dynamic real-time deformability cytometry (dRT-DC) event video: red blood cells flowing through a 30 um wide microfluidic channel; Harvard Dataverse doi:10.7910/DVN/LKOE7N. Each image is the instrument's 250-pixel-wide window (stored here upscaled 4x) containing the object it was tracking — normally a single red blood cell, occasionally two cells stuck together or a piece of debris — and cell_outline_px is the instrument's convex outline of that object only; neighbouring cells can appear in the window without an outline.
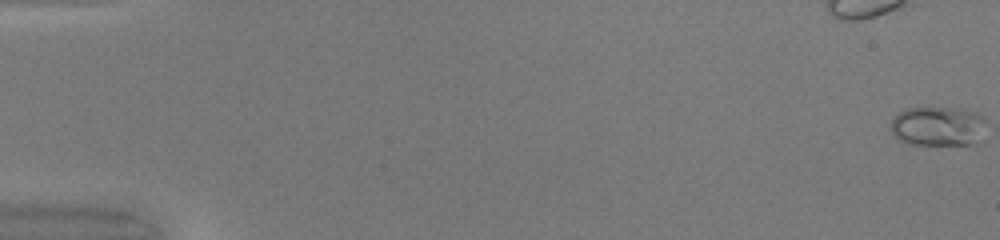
{"species": "common noctule bat (a hibernating species)", "species_latin": "Nyctalus noctula", "temperature_condition": "warm", "stored_images_in_passage": 51, "camera_frame_rate_fps": 3000, "um_per_image_px": 0.085, "animal": {"sex": "female", "body_mass_g": 20.0, "forearm_length_mm": 54.0}, "frame": {"image": 1, "passage_image": 1, "time_ms": 0.0, "image_size_px": [1000, 240], "cell_outline_px": [[984, 120], [980, 144], [908, 144], [900, 140], [892, 132], [892, 120], [900, 112], [908, 108], [960, 108], [976, 112]], "centroid_in_image_um": [79.75, 10.74], "position_along_channel_um": 5.3, "area_um2": 21.73}}
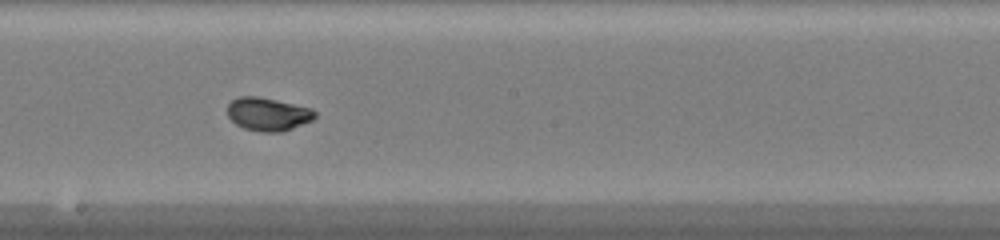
{"frame": {"image": 2, "passage_image": 30, "time_ms": 9.667, "image_size_px": [1000, 240], "cell_outline_px": [[316, 116], [312, 120], [292, 128], [280, 132], [260, 132], [244, 128], [236, 124], [228, 116], [228, 104], [232, 100], [240, 96], [256, 96], [276, 100], [312, 108], [316, 112]], "centroid_in_image_um": [22.77, 9.7], "position_along_channel_um": 225.4, "area_um2": 16.82}}
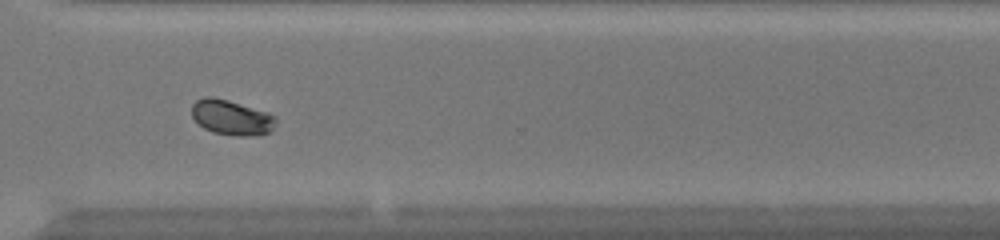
{"frame": {"image": 3, "passage_image": 39, "time_ms": 12.667, "image_size_px": [1000, 240], "cell_outline_px": [[276, 120], [272, 132], [248, 136], [236, 136], [212, 132], [204, 128], [192, 116], [192, 104], [196, 100], [204, 96], [212, 96], [228, 100], [268, 112], [276, 116]], "centroid_in_image_um": [19.69, 9.98], "position_along_channel_um": 350.9, "area_um2": 17.28}, "authors_computed_cell_mechanics": {"area_um2": 17.1088, "velocity_mm_per_s": 4.1745, "shape_relaxation_time_tau1_ms": 1.9266, "shape_relaxation_time_tau2_ms": null, "deformation_change_tau1": 0.1324, "deformation_change_tau2": null}}